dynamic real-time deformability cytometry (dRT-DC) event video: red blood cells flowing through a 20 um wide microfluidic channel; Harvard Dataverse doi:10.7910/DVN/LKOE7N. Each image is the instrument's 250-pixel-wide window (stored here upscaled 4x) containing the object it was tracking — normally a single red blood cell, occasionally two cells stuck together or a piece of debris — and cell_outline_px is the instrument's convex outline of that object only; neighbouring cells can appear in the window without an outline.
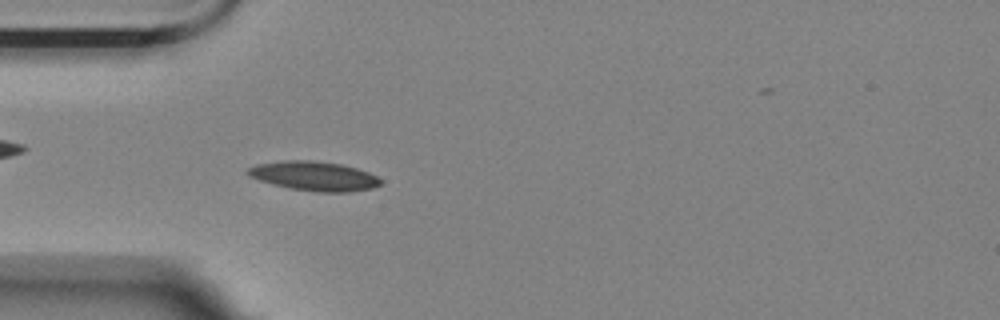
{"species": "Egyptian fruit bat (a non-hibernating species)", "species_latin": "Rousettus aegyptiacus", "temperature_condition": "room temperature", "stored_images_in_passage": 51, "camera_frame_rate_fps": 3000, "um_per_image_px": 0.085, "animal": {"sex": "female"}, "frame": {"image": 1, "passage_image": 10, "time_ms": 3.0, "image_size_px": [1000, 320], "cell_outline_px": [[384, 180], [380, 184], [372, 188], [348, 192], [316, 192], [292, 188], [260, 180], [248, 176], [244, 172], [248, 168], [256, 164], [284, 160], [312, 160], [340, 164], [356, 168], [368, 172]], "centroid_in_image_um": [26.7, 14.95], "position_along_channel_um": 58.3, "area_um2": 22.6}}
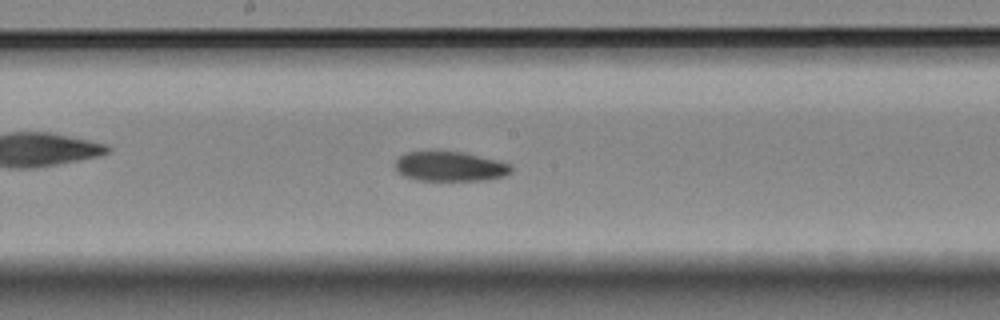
{"frame": {"image": 2, "passage_image": 23, "time_ms": 7.333, "image_size_px": [1000, 320], "cell_outline_px": [[512, 172], [504, 176], [484, 180], [416, 180], [404, 176], [396, 168], [396, 160], [400, 156], [408, 152], [436, 148], [460, 152], [500, 160], [512, 164]], "centroid_in_image_um": [38.26, 14.1], "position_along_channel_um": 209.9, "area_um2": 20.63}}
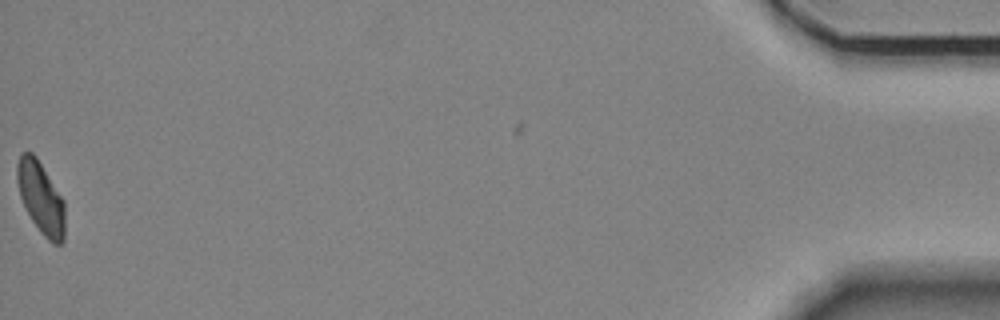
{"frame": {"image": 3, "passage_image": 50, "time_ms": 16.333, "image_size_px": [1000, 320], "cell_outline_px": [[64, 240], [60, 244], [52, 244], [40, 232], [32, 220], [20, 196], [16, 180], [16, 164], [20, 152], [32, 152], [36, 156], [64, 200]], "centroid_in_image_um": [3.46, 16.79], "position_along_channel_um": 431.7, "area_um2": 20.06}}